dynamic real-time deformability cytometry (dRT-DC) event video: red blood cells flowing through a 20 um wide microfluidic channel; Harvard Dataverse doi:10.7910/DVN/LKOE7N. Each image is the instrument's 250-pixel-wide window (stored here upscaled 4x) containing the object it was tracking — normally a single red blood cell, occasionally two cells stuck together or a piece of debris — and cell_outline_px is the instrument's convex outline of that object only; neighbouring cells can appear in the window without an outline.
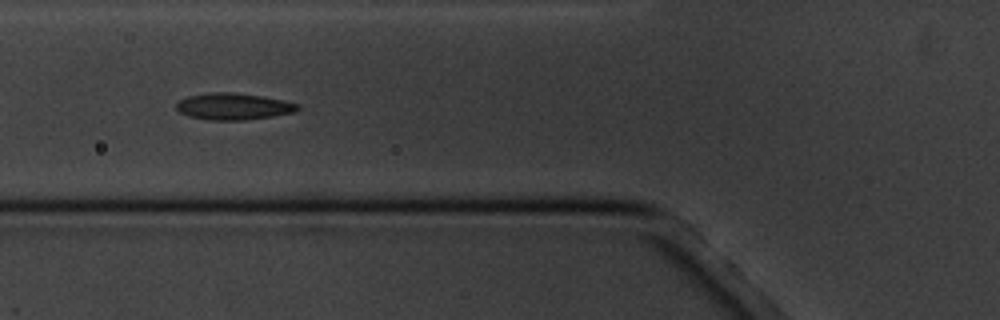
{"species": "common noctule bat (a hibernating species)", "species_latin": "Nyctalus noctula", "temperature_condition": "cold", "stored_images_in_passage": 17, "camera_frame_rate_fps": 3000, "um_per_image_px": 0.085, "animal": {"sex": "male", "body_mass_g": 20.1, "forearm_length_mm": 53.5}, "frame": {"image": 1, "passage_image": 8, "time_ms": 8.333, "image_size_px": [1000, 320], "cell_outline_px": [[300, 108], [296, 112], [272, 116], [244, 120], [208, 120], [188, 116], [180, 112], [176, 108], [176, 104], [180, 100], [188, 96], [212, 92], [228, 92], [264, 96], [284, 100], [300, 104]], "centroid_in_image_um": [19.87, 9.05], "position_along_channel_um": 105.9, "area_um2": 18.9}}
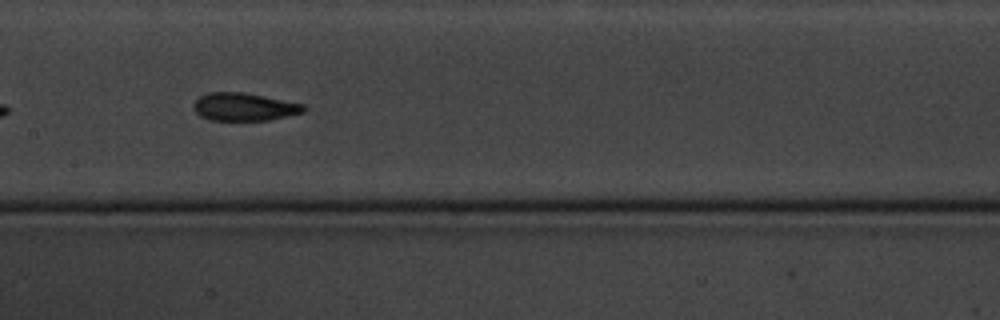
{"frame": {"image": 2, "passage_image": 10, "time_ms": 10.667, "image_size_px": [1000, 320], "cell_outline_px": [[304, 112], [268, 120], [212, 120], [200, 116], [192, 108], [192, 104], [200, 96], [208, 92], [244, 92], [304, 104]], "centroid_in_image_um": [20.71, 9.07], "position_along_channel_um": 186.7, "area_um2": 17.8}}
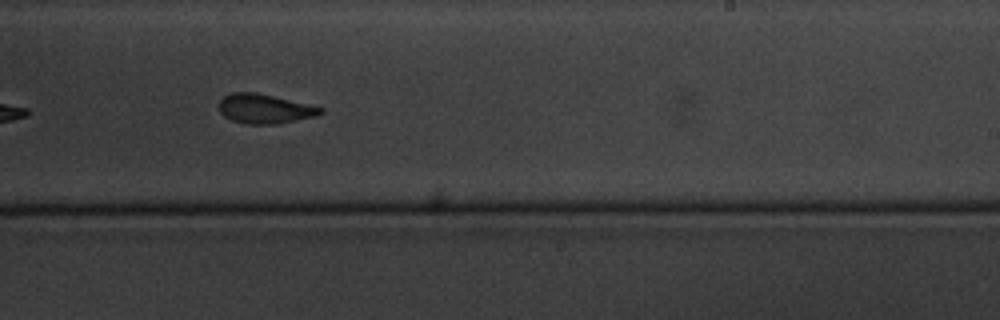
{"frame": {"image": 3, "passage_image": 12, "time_ms": 13.0, "image_size_px": [1000, 320], "cell_outline_px": [[324, 112], [316, 116], [272, 124], [244, 124], [232, 120], [224, 116], [220, 112], [220, 100], [224, 96], [232, 92], [256, 92], [324, 108]], "centroid_in_image_um": [22.47, 9.24], "position_along_channel_um": 266.5, "area_um2": 17.17}, "authors_computed_cell_mechanics": {"area_um2": 17.9758, "velocity_mm_per_s": 3.435, "shape_relaxation_time_tau1_ms": 3.9174, "shape_relaxation_time_tau2_ms": 2.4573, "deformation_change_tau1": 0.1308, "deformation_change_tau2": 0.1004}}